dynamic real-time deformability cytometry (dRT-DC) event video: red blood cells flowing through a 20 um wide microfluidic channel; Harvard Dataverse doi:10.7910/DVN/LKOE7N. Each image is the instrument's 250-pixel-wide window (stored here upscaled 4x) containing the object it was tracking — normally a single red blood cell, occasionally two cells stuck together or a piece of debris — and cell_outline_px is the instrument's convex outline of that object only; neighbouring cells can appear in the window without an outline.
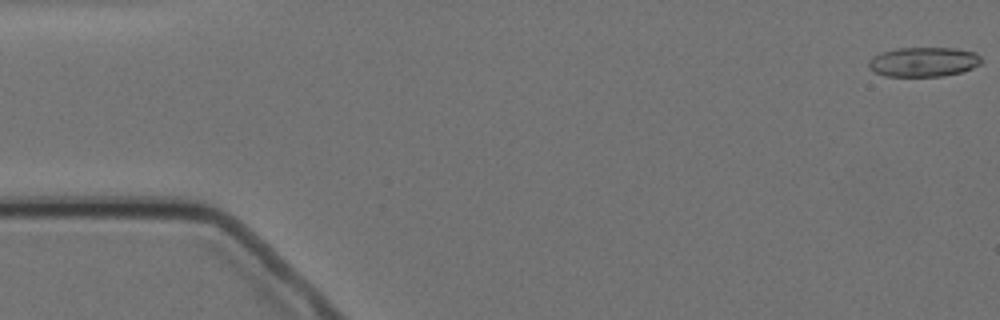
{"species": "Egyptian fruit bat (a non-hibernating species)", "species_latin": "Rousettus aegyptiacus", "temperature_condition": "cold", "stored_images_in_passage": 6, "camera_frame_rate_fps": 3000, "um_per_image_px": 0.085, "animal": {"sex": "female"}, "frame": {"image": 1, "passage_image": 1, "time_ms": 0.0, "image_size_px": [1000, 320], "cell_outline_px": [[984, 60], [980, 64], [964, 72], [944, 76], [884, 76], [872, 72], [868, 68], [868, 60], [872, 56], [880, 52], [896, 48], [956, 48], [976, 52]], "centroid_in_image_um": [78.49, 5.26], "position_along_channel_um": 6.5, "area_um2": 19.88}}
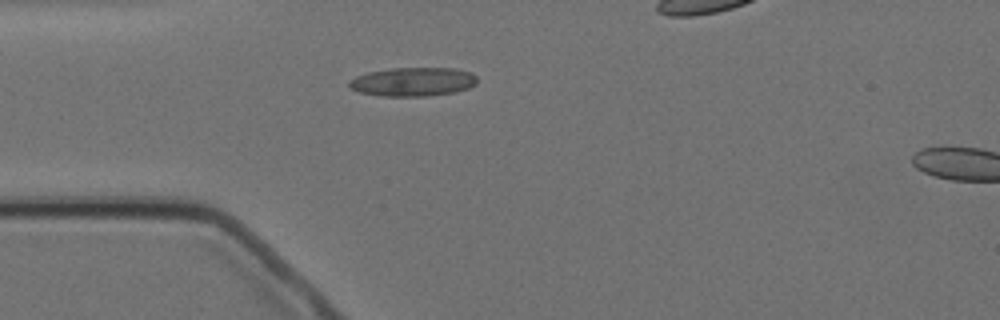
{"frame": {"image": 2, "passage_image": 5, "time_ms": 4.667, "image_size_px": [1000, 320], "cell_outline_px": [[476, 84], [468, 88], [456, 92], [428, 96], [380, 96], [360, 92], [348, 88], [348, 80], [356, 76], [368, 72], [392, 68], [456, 68], [472, 72], [476, 76]], "centroid_in_image_um": [35.09, 6.95], "position_along_channel_um": 49.9, "area_um2": 21.73}}